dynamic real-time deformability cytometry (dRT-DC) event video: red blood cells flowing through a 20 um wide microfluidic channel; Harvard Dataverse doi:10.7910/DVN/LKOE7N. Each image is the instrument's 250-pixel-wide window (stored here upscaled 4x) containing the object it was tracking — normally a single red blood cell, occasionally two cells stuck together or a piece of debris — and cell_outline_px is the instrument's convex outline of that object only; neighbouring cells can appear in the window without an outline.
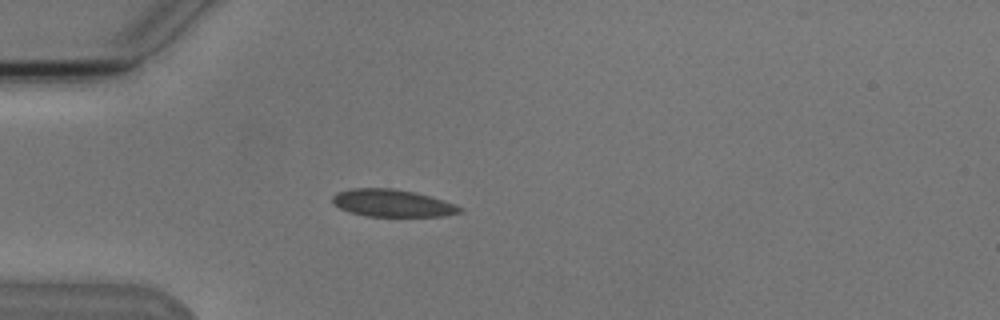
{"species": "Egyptian fruit bat (a non-hibernating species)", "species_latin": "Rousettus aegyptiacus", "temperature_condition": "cold", "stored_images_in_passage": 1, "camera_frame_rate_fps": 3000, "um_per_image_px": 0.085, "animal": {"sex": "male"}, "frame": {"image": 1, "passage_image": 1, "time_ms": 0.0, "image_size_px": [1000, 320], "cell_outline_px": [[464, 212], [444, 216], [364, 216], [348, 212], [332, 204], [332, 196], [336, 192], [352, 188], [392, 188], [416, 192], [432, 196], [444, 200], [464, 208]], "centroid_in_image_um": [33.35, 17.26], "position_along_channel_um": 51.6, "area_um2": 20.63}}